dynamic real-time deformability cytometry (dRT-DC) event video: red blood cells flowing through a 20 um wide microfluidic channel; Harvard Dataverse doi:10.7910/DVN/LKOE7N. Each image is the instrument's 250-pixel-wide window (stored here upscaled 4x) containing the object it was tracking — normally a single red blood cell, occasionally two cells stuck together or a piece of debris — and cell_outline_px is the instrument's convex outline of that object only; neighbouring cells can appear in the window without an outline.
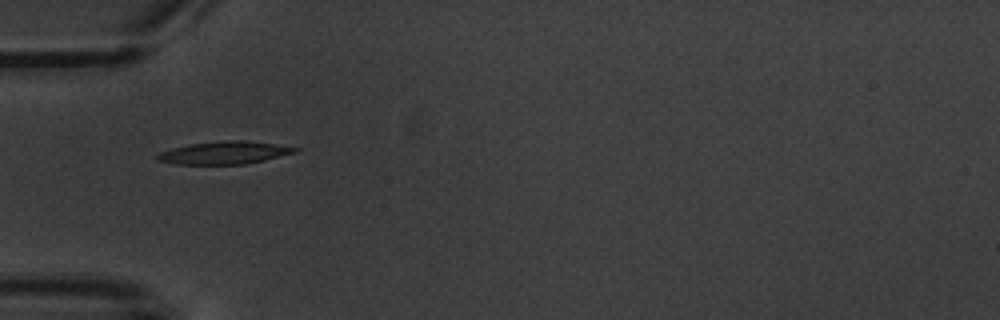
{"species": "common noctule bat (a hibernating species)", "species_latin": "Nyctalus noctula", "temperature_condition": "warm", "stored_images_in_passage": 9, "camera_frame_rate_fps": 3000, "um_per_image_px": 0.085, "animal": {"sex": "male", "body_mass_g": 20.1, "forearm_length_mm": 53.5}, "frame": {"image": 1, "passage_image": 6, "time_ms": 6.0, "image_size_px": [1000, 320], "cell_outline_px": [[300, 148], [296, 152], [264, 160], [244, 164], [176, 164], [156, 160], [156, 156], [160, 152], [172, 148], [192, 144], [228, 140], [240, 140], [272, 144]], "centroid_in_image_um": [19.04, 12.99], "position_along_channel_um": 66.0, "area_um2": 17.8}}
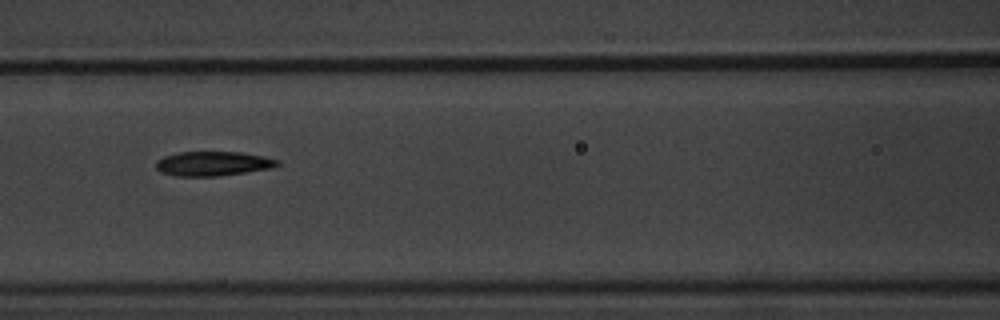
{"frame": {"image": 2, "passage_image": 8, "time_ms": 8.333, "image_size_px": [1000, 320], "cell_outline_px": [[280, 164], [272, 168], [220, 176], [176, 176], [160, 172], [156, 168], [156, 160], [164, 156], [180, 152], [244, 152], [264, 156], [276, 160]], "centroid_in_image_um": [18.08, 13.91], "position_along_channel_um": 148.5, "area_um2": 17.34}}
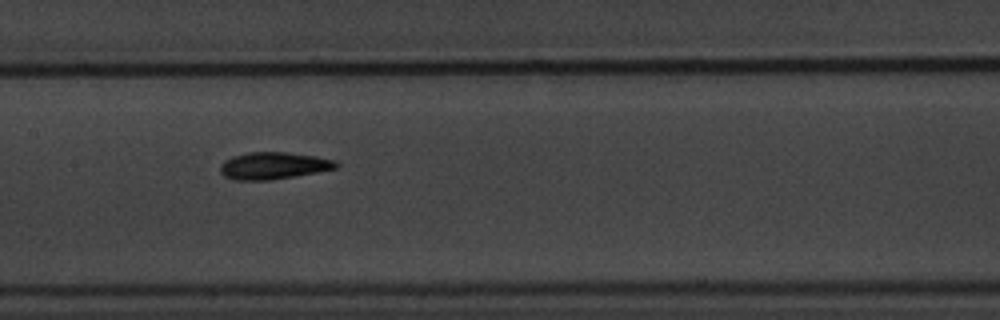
{"frame": {"image": 3, "passage_image": 9, "time_ms": 9.333, "image_size_px": [1000, 320], "cell_outline_px": [[340, 164], [336, 168], [316, 172], [272, 180], [236, 180], [224, 176], [220, 172], [220, 164], [224, 160], [232, 156], [248, 152], [284, 152], [316, 156], [336, 160]], "centroid_in_image_um": [23.23, 14.08], "position_along_channel_um": 184.2, "area_um2": 18.32}}